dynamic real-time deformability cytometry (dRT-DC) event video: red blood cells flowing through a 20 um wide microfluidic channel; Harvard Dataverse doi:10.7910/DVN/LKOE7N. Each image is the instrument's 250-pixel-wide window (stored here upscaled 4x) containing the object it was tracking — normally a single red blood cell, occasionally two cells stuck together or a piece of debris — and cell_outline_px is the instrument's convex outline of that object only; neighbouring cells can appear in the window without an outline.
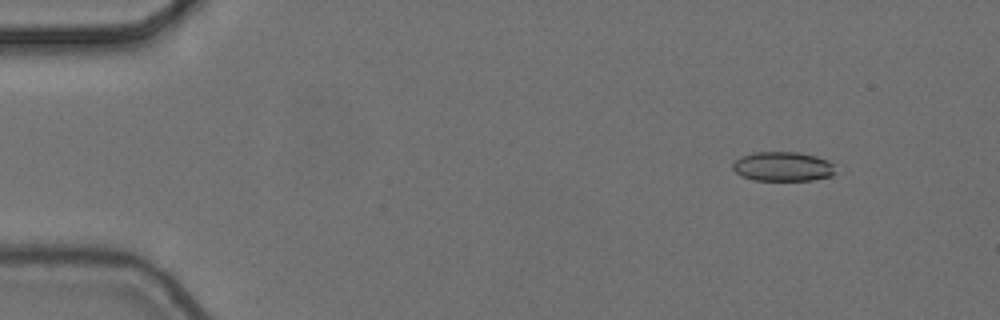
{"species": "common noctule bat (a hibernating species)", "species_latin": "Nyctalus noctula", "temperature_condition": "cold", "stored_images_in_passage": 5, "camera_frame_rate_fps": 3000, "um_per_image_px": 0.085, "animal": {"sex": "female", "body_mass_g": 24.6, "forearm_length_mm": 56.2}, "frame": {"image": 1, "passage_image": 2, "time_ms": 0.333, "image_size_px": [1000, 320], "cell_outline_px": [[832, 176], [812, 180], [752, 180], [740, 176], [732, 168], [732, 164], [740, 156], [752, 152], [800, 152], [816, 156], [828, 160], [832, 164]], "centroid_in_image_um": [66.48, 14.15], "position_along_channel_um": 18.5, "area_um2": 17.63}}
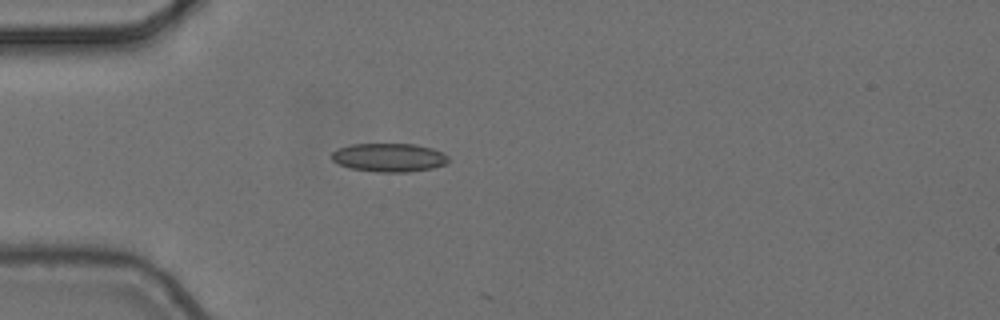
{"frame": {"image": 2, "passage_image": 4, "time_ms": 1.0, "image_size_px": [1000, 320], "cell_outline_px": [[448, 160], [444, 164], [432, 168], [408, 172], [376, 172], [352, 168], [340, 164], [332, 160], [332, 152], [336, 148], [352, 144], [416, 144], [432, 148], [444, 152], [448, 156]], "centroid_in_image_um": [33.07, 13.38], "position_along_channel_um": 51.9, "area_um2": 19.42}}